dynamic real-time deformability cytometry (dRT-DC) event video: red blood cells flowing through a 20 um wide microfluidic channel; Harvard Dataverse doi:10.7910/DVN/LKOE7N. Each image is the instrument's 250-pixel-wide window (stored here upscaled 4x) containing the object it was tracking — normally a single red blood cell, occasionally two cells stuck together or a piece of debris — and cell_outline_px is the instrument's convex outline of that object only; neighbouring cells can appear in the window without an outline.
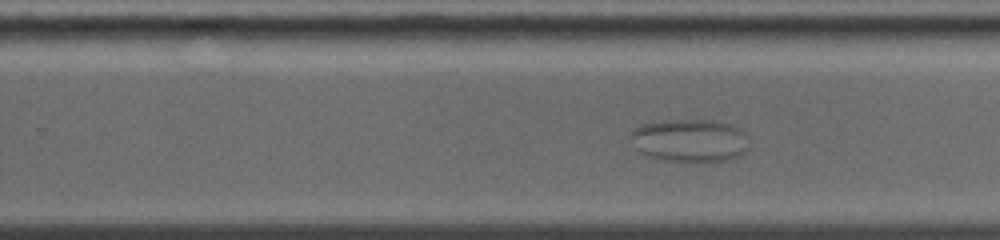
{"species": "common noctule bat (a hibernating species)", "species_latin": "Nyctalus noctula", "temperature_condition": "warm", "stored_images_in_passage": 66, "camera_frame_rate_fps": 5000, "um_per_image_px": 0.085, "animal": {"sex": "female", "body_mass_g": 19.0, "forearm_length_mm": 56.7}, "frame": {"image": 1, "passage_image": 43, "time_ms": 8.4, "image_size_px": [1000, 240], "cell_outline_px": [[748, 148], [740, 156], [732, 160], [688, 164], [652, 156], [640, 152], [636, 148], [628, 136], [640, 124], [676, 120], [712, 120], [728, 124], [736, 128], [740, 132]], "centroid_in_image_um": [58.6, 11.98], "position_along_channel_um": 271.2, "area_um2": 29.48}}